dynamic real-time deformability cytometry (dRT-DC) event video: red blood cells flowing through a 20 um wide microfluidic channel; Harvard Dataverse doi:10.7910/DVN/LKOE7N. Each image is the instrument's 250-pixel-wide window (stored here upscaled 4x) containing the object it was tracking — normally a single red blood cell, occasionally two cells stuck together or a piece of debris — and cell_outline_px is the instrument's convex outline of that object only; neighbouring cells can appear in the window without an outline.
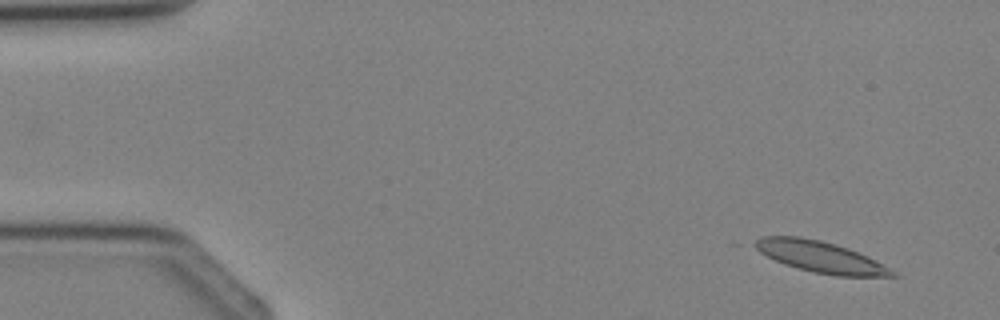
{"species": "Egyptian fruit bat (a non-hibernating species)", "species_latin": "Rousettus aegyptiacus", "temperature_condition": "cold", "stored_images_in_passage": 3, "camera_frame_rate_fps": 3000, "um_per_image_px": 0.085, "animal": {"sex": "female"}, "frame": {"image": 1, "passage_image": 1, "time_ms": 0.0, "image_size_px": [1000, 320], "cell_outline_px": [[900, 276], [836, 276], [816, 272], [784, 264], [760, 252], [748, 244], [760, 236], [800, 236], [820, 240], [836, 244], [848, 248], [868, 256], [896, 272]], "centroid_in_image_um": [69.69, 21.81], "position_along_channel_um": 15.3, "area_um2": 24.97}}
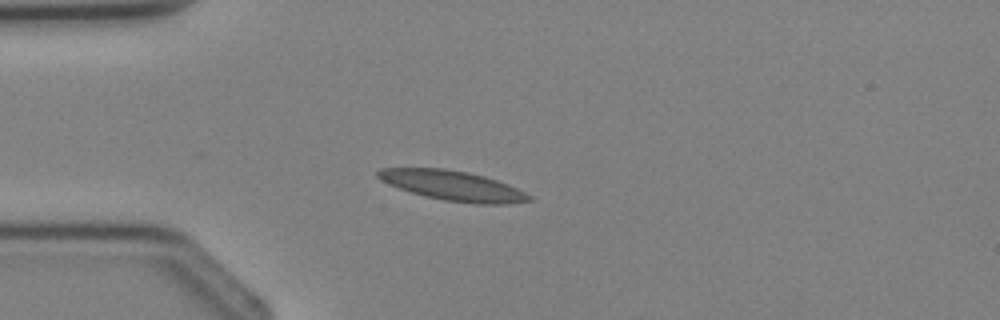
{"frame": {"image": 2, "passage_image": 3, "time_ms": 2.333, "image_size_px": [1000, 320], "cell_outline_px": [[532, 200], [508, 204], [476, 204], [444, 200], [424, 196], [388, 184], [380, 180], [376, 176], [376, 172], [380, 168], [444, 168], [468, 172], [484, 176], [508, 184], [532, 196]], "centroid_in_image_um": [38.48, 15.78], "position_along_channel_um": 46.5, "area_um2": 26.24}}